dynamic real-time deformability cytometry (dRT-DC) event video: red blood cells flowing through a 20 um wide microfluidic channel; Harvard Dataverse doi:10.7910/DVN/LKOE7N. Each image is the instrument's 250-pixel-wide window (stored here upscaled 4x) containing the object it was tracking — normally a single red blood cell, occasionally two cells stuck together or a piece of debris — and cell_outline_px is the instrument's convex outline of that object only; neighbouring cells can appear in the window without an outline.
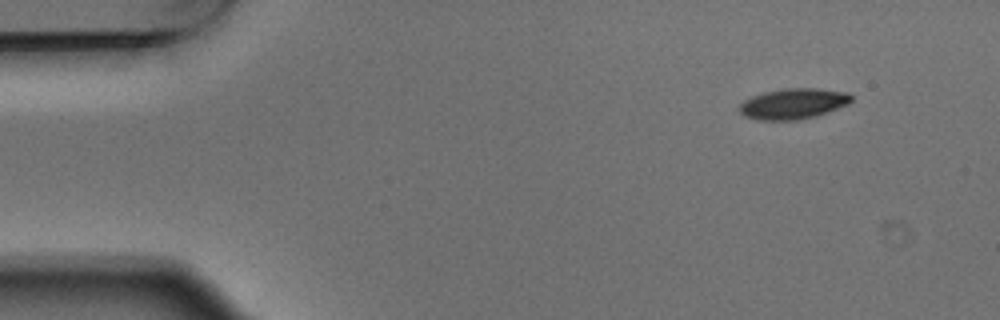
{"species": "Egyptian fruit bat (a non-hibernating species)", "species_latin": "Rousettus aegyptiacus", "temperature_condition": "warm", "stored_images_in_passage": 4, "segment_of_instrument_passage": [2, 2], "camera_frame_rate_fps": 3000, "um_per_image_px": 0.085, "animal": {"sex": "male"}, "frame": {"image": 1, "passage_image": 4, "time_ms": 1.0, "image_size_px": [1000, 320], "cell_outline_px": [[852, 100], [848, 104], [812, 116], [796, 120], [760, 120], [744, 116], [740, 112], [740, 104], [744, 100], [752, 96], [764, 92], [784, 88], [816, 88], [848, 92], [852, 96]], "centroid_in_image_um": [67.4, 8.8], "position_along_channel_um": 17.6, "area_um2": 19.71}}